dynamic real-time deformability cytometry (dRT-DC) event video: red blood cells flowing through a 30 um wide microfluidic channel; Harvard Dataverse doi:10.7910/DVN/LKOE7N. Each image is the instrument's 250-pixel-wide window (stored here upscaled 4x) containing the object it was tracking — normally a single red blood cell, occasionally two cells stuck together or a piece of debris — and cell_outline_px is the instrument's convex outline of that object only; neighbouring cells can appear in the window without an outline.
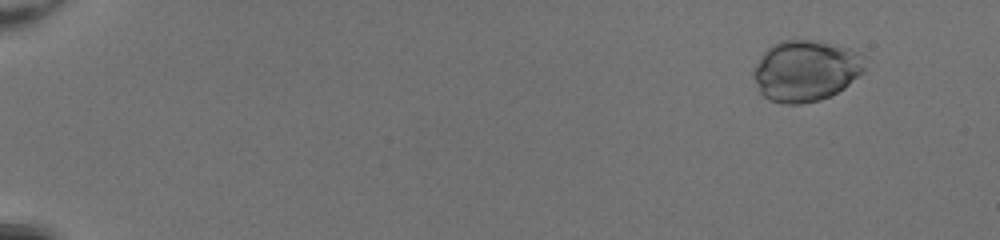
{"species": "common noctule bat (a hibernating species)", "species_latin": "Nyctalus noctula", "temperature_condition": "room temperature", "stored_images_in_passage": 10, "camera_frame_rate_fps": 3000, "um_per_image_px": 0.085, "animal": {"sex": "female", "body_mass_g": 20.0, "forearm_length_mm": 54.0}, "frame": {"image": 1, "passage_image": 6, "time_ms": 1.667, "image_size_px": [1000, 240], "cell_outline_px": [[860, 72], [856, 76], [836, 92], [828, 96], [816, 100], [796, 104], [792, 104], [772, 100], [764, 96], [760, 92], [756, 80], [756, 68], [764, 56], [776, 44], [820, 44], [832, 48], [840, 52], [860, 68]], "centroid_in_image_um": [68.28, 6.18], "position_along_channel_um": 16.7, "area_um2": 34.1}}